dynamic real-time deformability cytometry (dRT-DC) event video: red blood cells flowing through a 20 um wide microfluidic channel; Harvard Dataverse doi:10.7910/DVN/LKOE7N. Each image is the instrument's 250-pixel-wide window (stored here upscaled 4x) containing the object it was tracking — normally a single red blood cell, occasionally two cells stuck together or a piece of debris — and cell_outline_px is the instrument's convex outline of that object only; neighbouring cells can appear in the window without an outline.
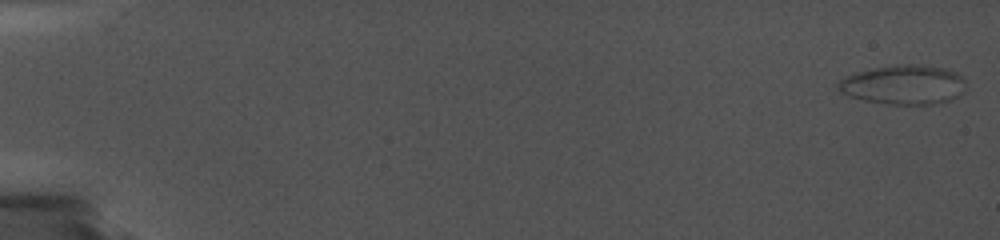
{"species": "common noctule bat (a hibernating species)", "species_latin": "Nyctalus noctula", "temperature_condition": "cold", "stored_images_in_passage": 42, "camera_frame_rate_fps": 5000, "um_per_image_px": 0.085, "animal": {"sex": "female", "body_mass_g": 19.0, "forearm_length_mm": 56.7}, "frame": {"image": 1, "passage_image": 1, "time_ms": 0.0, "image_size_px": [1000, 240], "cell_outline_px": [[964, 92], [948, 100], [932, 104], [888, 104], [864, 100], [848, 96], [840, 92], [836, 88], [836, 84], [840, 80], [856, 72], [872, 68], [896, 64], [920, 64], [948, 68], [964, 76]], "centroid_in_image_um": [76.8, 7.18], "position_along_channel_um": 8.2, "area_um2": 29.54}}
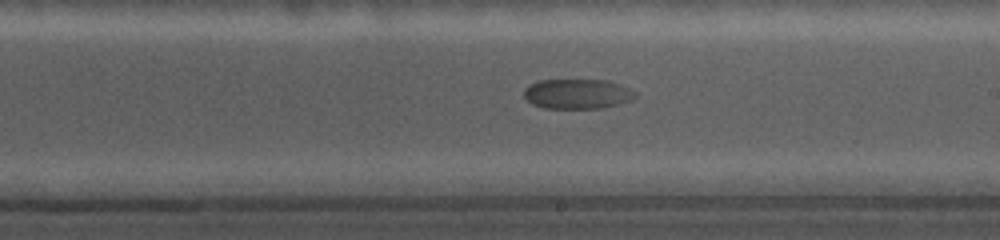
{"frame": {"image": 2, "passage_image": 29, "time_ms": 12.2, "image_size_px": [1000, 240], "cell_outline_px": [[636, 96], [632, 100], [604, 108], [544, 108], [532, 104], [524, 96], [524, 88], [528, 84], [540, 80], [608, 80], [628, 88], [636, 92]], "centroid_in_image_um": [49.06, 7.98], "position_along_channel_um": 239.9, "area_um2": 19.42}}
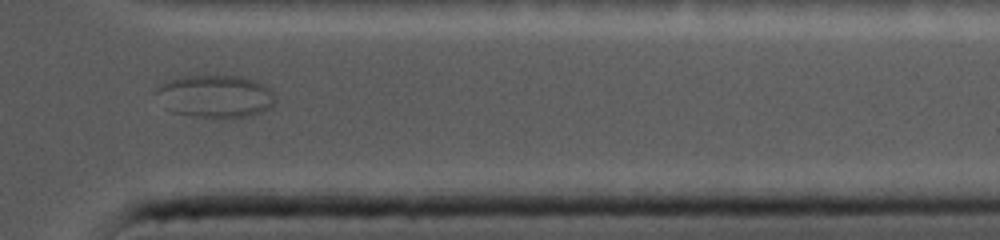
{"frame": {"image": 3, "passage_image": 38, "time_ms": 16.6, "image_size_px": [1000, 240], "cell_outline_px": [[276, 100], [268, 108], [252, 116], [192, 116], [172, 112], [164, 108], [156, 92], [156, 88], [160, 84], [176, 76], [240, 76], [264, 84], [276, 96]], "centroid_in_image_um": [18.26, 8.16], "position_along_channel_um": 393.1, "area_um2": 29.3}}